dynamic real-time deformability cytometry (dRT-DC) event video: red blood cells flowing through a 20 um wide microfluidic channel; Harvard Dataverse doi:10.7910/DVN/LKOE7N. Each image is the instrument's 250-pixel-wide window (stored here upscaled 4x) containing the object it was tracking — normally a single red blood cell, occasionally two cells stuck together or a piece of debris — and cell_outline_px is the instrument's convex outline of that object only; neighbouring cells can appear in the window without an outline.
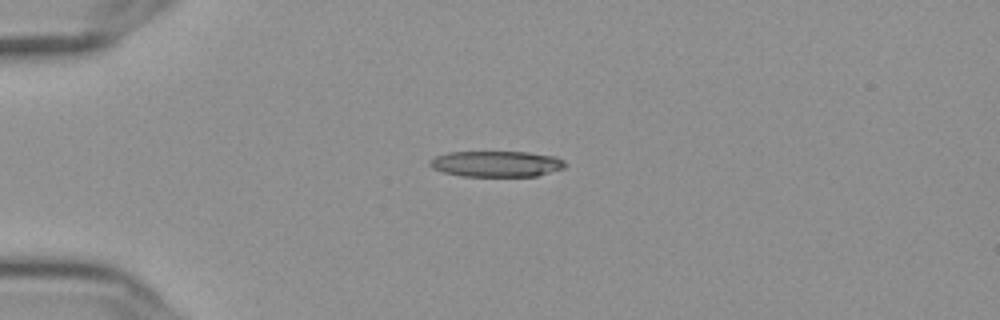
{"species": "Egyptian fruit bat (a non-hibernating species)", "species_latin": "Rousettus aegyptiacus", "temperature_condition": "cold", "stored_images_in_passage": 43, "camera_frame_rate_fps": 3000, "um_per_image_px": 0.085, "frame": {"image": 1, "passage_image": 1, "time_ms": 0.0, "image_size_px": [1000, 320], "cell_outline_px": [[568, 164], [564, 168], [536, 176], [464, 176], [444, 172], [432, 168], [428, 164], [428, 160], [436, 156], [448, 152], [528, 152], [556, 156], [564, 160]], "centroid_in_image_um": [42.21, 13.92], "position_along_channel_um": 42.8, "area_um2": 20.52}}
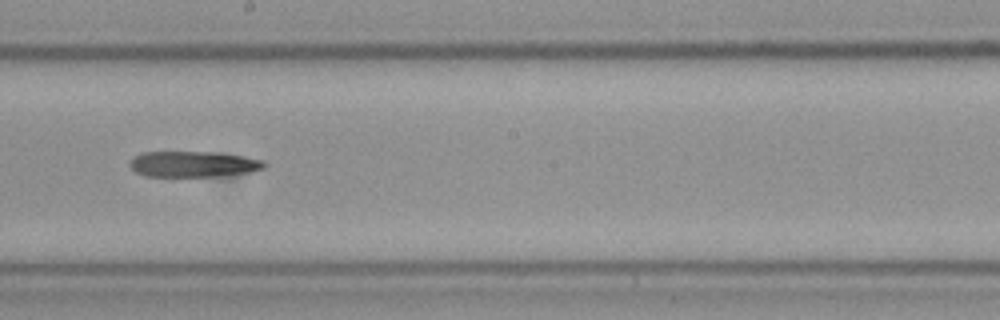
{"frame": {"image": 2, "passage_image": 19, "time_ms": 6.0, "image_size_px": [1000, 320], "cell_outline_px": [[268, 164], [264, 168], [252, 172], [224, 176], [144, 176], [136, 172], [128, 164], [132, 156], [140, 152], [216, 152], [244, 156], [264, 160]], "centroid_in_image_um": [16.45, 13.95], "position_along_channel_um": 231.8, "area_um2": 20.58}}
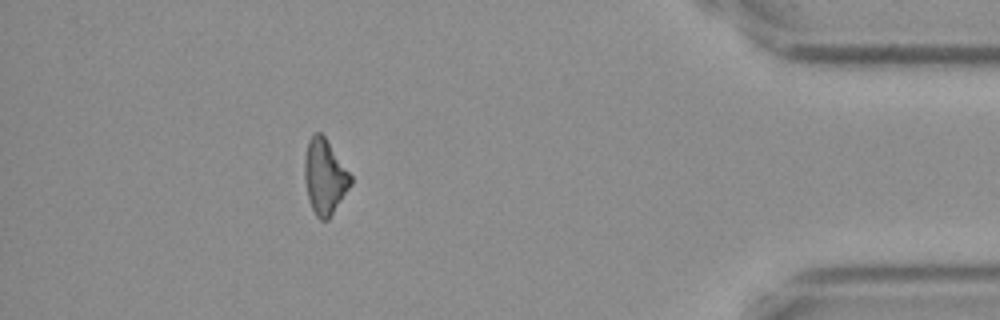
{"frame": {"image": 3, "passage_image": 37, "time_ms": 12.0, "image_size_px": [1000, 320], "cell_outline_px": [[352, 184], [328, 220], [320, 220], [316, 216], [312, 208], [308, 196], [304, 176], [304, 160], [308, 140], [316, 132], [320, 132], [324, 136], [352, 176]], "centroid_in_image_um": [27.6, 15.03], "position_along_channel_um": 407.6, "area_um2": 19.94}}